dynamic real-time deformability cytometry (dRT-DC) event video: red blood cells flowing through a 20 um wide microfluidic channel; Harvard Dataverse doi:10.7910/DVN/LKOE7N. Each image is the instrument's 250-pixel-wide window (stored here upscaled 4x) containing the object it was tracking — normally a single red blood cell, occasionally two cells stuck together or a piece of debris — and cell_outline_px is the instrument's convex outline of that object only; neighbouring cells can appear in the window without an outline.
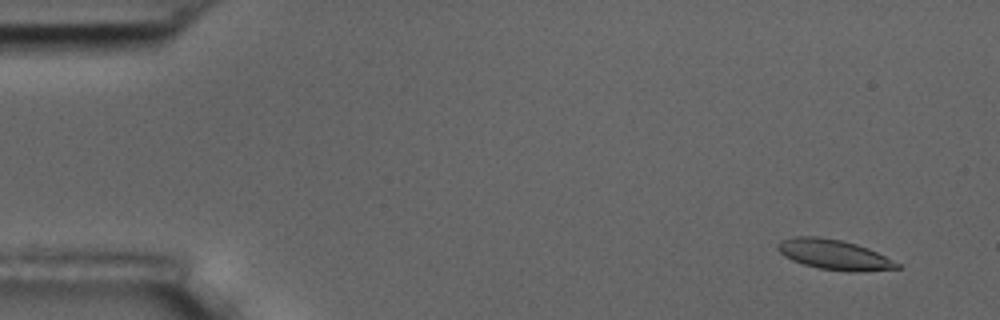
{"species": "common noctule bat (a hibernating species)", "species_latin": "Nyctalus noctula", "temperature_condition": "room temperature", "stored_images_in_passage": 5, "camera_frame_rate_fps": 3000, "um_per_image_px": 0.085, "animal": {"sex": "male", "body_mass_g": 17.5, "forearm_length_mm": 52.3}, "frame": {"image": 1, "passage_image": 1, "time_ms": 0.0, "image_size_px": [1000, 320], "cell_outline_px": [[900, 268], [856, 272], [852, 272], [820, 268], [804, 264], [792, 260], [784, 256], [776, 248], [776, 244], [780, 240], [792, 236], [820, 236], [844, 240], [868, 248], [900, 264]], "centroid_in_image_um": [70.84, 21.62], "position_along_channel_um": 14.2, "area_um2": 20.92}}
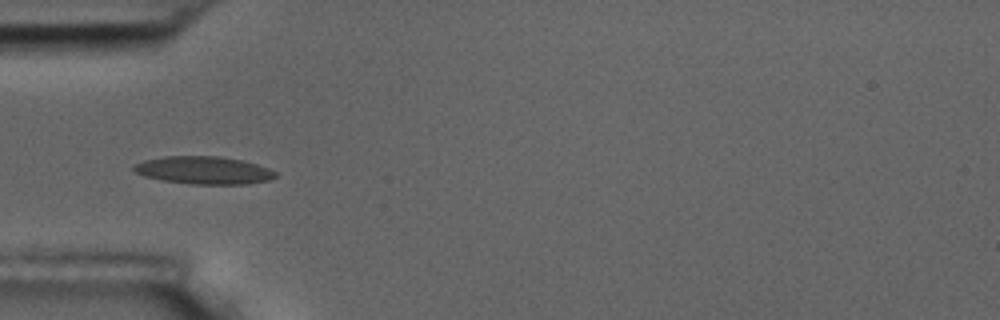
{"frame": {"image": 2, "passage_image": 5, "time_ms": 4.667, "image_size_px": [1000, 320], "cell_outline_px": [[276, 176], [268, 180], [248, 184], [192, 184], [160, 180], [144, 176], [136, 172], [132, 168], [132, 164], [144, 160], [164, 156], [220, 156], [244, 160], [268, 168], [276, 172]], "centroid_in_image_um": [17.29, 14.46], "position_along_channel_um": 67.7, "area_um2": 23.0}}